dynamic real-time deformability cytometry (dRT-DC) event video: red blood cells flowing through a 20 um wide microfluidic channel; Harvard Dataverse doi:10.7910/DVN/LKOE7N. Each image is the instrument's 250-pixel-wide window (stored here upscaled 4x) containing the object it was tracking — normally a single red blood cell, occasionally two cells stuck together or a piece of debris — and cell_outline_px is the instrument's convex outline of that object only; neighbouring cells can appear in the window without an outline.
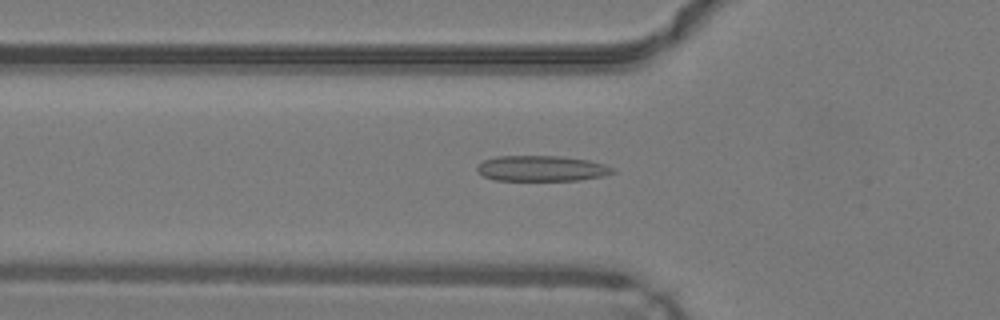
{"species": "common noctule bat (a hibernating species)", "species_latin": "Nyctalus noctula", "temperature_condition": "warm", "stored_images_in_passage": 47, "camera_frame_rate_fps": 3000, "um_per_image_px": 0.085, "animal": {"sex": "male", "body_mass_g": 19.2, "forearm_length_mm": 51.8}, "frame": {"image": 1, "passage_image": 16, "time_ms": 5.0, "image_size_px": [1000, 320], "cell_outline_px": [[616, 172], [604, 176], [580, 180], [496, 180], [484, 176], [476, 168], [484, 160], [496, 156], [560, 156], [588, 160], [604, 164], [616, 168]], "centroid_in_image_um": [46.1, 14.31], "position_along_channel_um": 79.7, "area_um2": 20.17}}
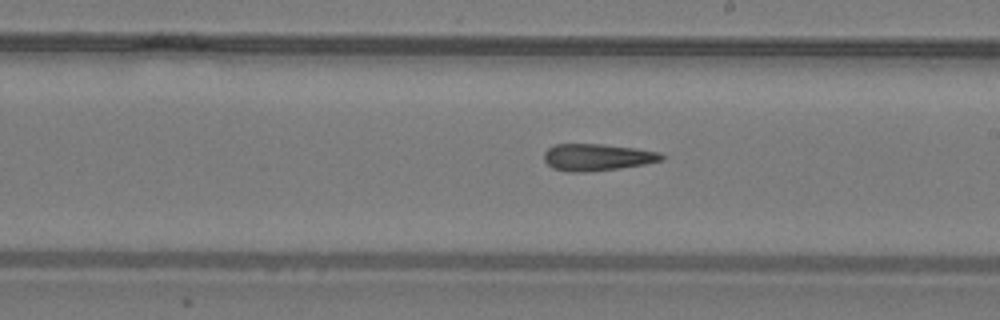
{"frame": {"image": 2, "passage_image": 27, "time_ms": 8.667, "image_size_px": [1000, 320], "cell_outline_px": [[664, 160], [644, 164], [620, 168], [584, 172], [568, 172], [552, 168], [544, 160], [544, 152], [548, 148], [556, 144], [600, 144], [636, 148], [660, 152], [664, 156]], "centroid_in_image_um": [50.75, 13.36], "position_along_channel_um": 238.2, "area_um2": 18.44}}
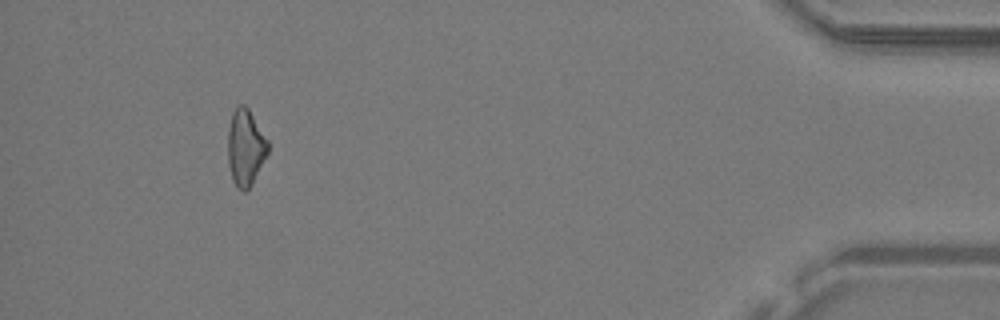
{"frame": {"image": 3, "passage_image": 44, "time_ms": 14.333, "image_size_px": [1000, 320], "cell_outline_px": [[268, 152], [252, 184], [244, 192], [236, 188], [232, 180], [228, 164], [228, 128], [232, 112], [240, 104], [244, 104], [248, 108], [268, 140]], "centroid_in_image_um": [20.85, 12.55], "position_along_channel_um": 414.4, "area_um2": 17.86}, "authors_computed_cell_mechanics": {"area_um2": 18.7272, "velocity_mm_per_s": 4.2953, "shape_relaxation_time_tau1_ms": null, "shape_relaxation_time_tau2_ms": 6.1644, "deformation_change_tau1": null, "deformation_change_tau2": 0.2015}}